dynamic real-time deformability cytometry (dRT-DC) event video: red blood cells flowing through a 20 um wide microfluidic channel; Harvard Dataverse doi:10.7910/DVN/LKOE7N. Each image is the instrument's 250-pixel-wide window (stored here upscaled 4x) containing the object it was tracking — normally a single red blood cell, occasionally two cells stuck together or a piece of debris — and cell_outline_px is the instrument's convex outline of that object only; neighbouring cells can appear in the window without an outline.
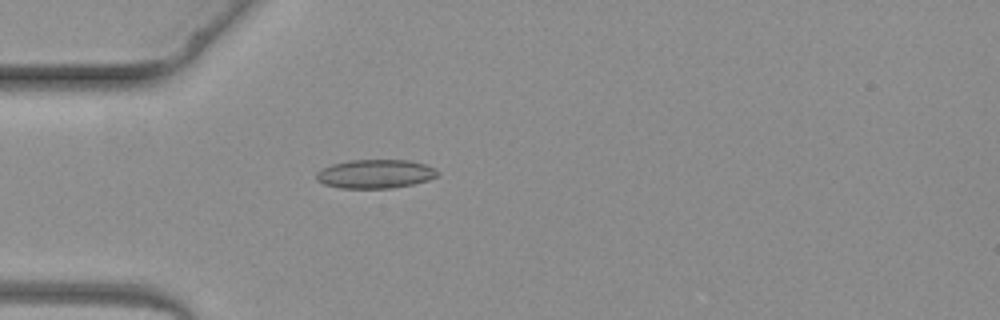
{"species": "common noctule bat (a hibernating species)", "species_latin": "Nyctalus noctula", "temperature_condition": "warm", "stored_images_in_passage": 3, "camera_frame_rate_fps": 3000, "um_per_image_px": 0.085, "animal": {"sex": "female", "body_mass_g": 19.3, "forearm_length_mm": 54.1}, "frame": {"image": 1, "passage_image": 3, "time_ms": 2.333, "image_size_px": [1000, 320], "cell_outline_px": [[440, 172], [436, 176], [428, 180], [412, 184], [392, 188], [340, 188], [324, 184], [316, 180], [316, 172], [332, 164], [348, 160], [408, 160], [424, 164]], "centroid_in_image_um": [31.87, 14.78], "position_along_channel_um": 53.1, "area_um2": 20.23}}